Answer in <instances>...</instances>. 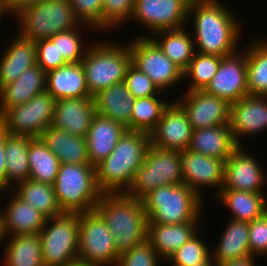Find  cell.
<instances>
[{
  "label": "cell",
  "instance_id": "cell-8",
  "mask_svg": "<svg viewBox=\"0 0 267 266\" xmlns=\"http://www.w3.org/2000/svg\"><path fill=\"white\" fill-rule=\"evenodd\" d=\"M183 184L181 151L149 146L127 195L142 199L164 185Z\"/></svg>",
  "mask_w": 267,
  "mask_h": 266
},
{
  "label": "cell",
  "instance_id": "cell-49",
  "mask_svg": "<svg viewBox=\"0 0 267 266\" xmlns=\"http://www.w3.org/2000/svg\"><path fill=\"white\" fill-rule=\"evenodd\" d=\"M40 0H5V8L7 13L11 16H15L22 9L35 4Z\"/></svg>",
  "mask_w": 267,
  "mask_h": 266
},
{
  "label": "cell",
  "instance_id": "cell-3",
  "mask_svg": "<svg viewBox=\"0 0 267 266\" xmlns=\"http://www.w3.org/2000/svg\"><path fill=\"white\" fill-rule=\"evenodd\" d=\"M149 146L148 133L126 130L110 155L95 165L99 190L102 193H126Z\"/></svg>",
  "mask_w": 267,
  "mask_h": 266
},
{
  "label": "cell",
  "instance_id": "cell-46",
  "mask_svg": "<svg viewBox=\"0 0 267 266\" xmlns=\"http://www.w3.org/2000/svg\"><path fill=\"white\" fill-rule=\"evenodd\" d=\"M37 65L47 73L50 70L64 66L67 63L57 50V42L50 39L36 41Z\"/></svg>",
  "mask_w": 267,
  "mask_h": 266
},
{
  "label": "cell",
  "instance_id": "cell-48",
  "mask_svg": "<svg viewBox=\"0 0 267 266\" xmlns=\"http://www.w3.org/2000/svg\"><path fill=\"white\" fill-rule=\"evenodd\" d=\"M6 190V161L4 149V130L0 127V193ZM0 194V196H1Z\"/></svg>",
  "mask_w": 267,
  "mask_h": 266
},
{
  "label": "cell",
  "instance_id": "cell-34",
  "mask_svg": "<svg viewBox=\"0 0 267 266\" xmlns=\"http://www.w3.org/2000/svg\"><path fill=\"white\" fill-rule=\"evenodd\" d=\"M189 32L191 31L183 27L180 29L159 31L153 34L155 38L150 35L149 37L174 64L184 71L195 53L193 36Z\"/></svg>",
  "mask_w": 267,
  "mask_h": 266
},
{
  "label": "cell",
  "instance_id": "cell-12",
  "mask_svg": "<svg viewBox=\"0 0 267 266\" xmlns=\"http://www.w3.org/2000/svg\"><path fill=\"white\" fill-rule=\"evenodd\" d=\"M131 63L145 73L160 91L183 81V71L147 35L129 41Z\"/></svg>",
  "mask_w": 267,
  "mask_h": 266
},
{
  "label": "cell",
  "instance_id": "cell-40",
  "mask_svg": "<svg viewBox=\"0 0 267 266\" xmlns=\"http://www.w3.org/2000/svg\"><path fill=\"white\" fill-rule=\"evenodd\" d=\"M198 231L186 241L168 260L172 266L198 265L211 257V251L203 239L198 236Z\"/></svg>",
  "mask_w": 267,
  "mask_h": 266
},
{
  "label": "cell",
  "instance_id": "cell-2",
  "mask_svg": "<svg viewBox=\"0 0 267 266\" xmlns=\"http://www.w3.org/2000/svg\"><path fill=\"white\" fill-rule=\"evenodd\" d=\"M95 210L106 221L119 256L148 239V217L142 199L126 193H102Z\"/></svg>",
  "mask_w": 267,
  "mask_h": 266
},
{
  "label": "cell",
  "instance_id": "cell-26",
  "mask_svg": "<svg viewBox=\"0 0 267 266\" xmlns=\"http://www.w3.org/2000/svg\"><path fill=\"white\" fill-rule=\"evenodd\" d=\"M94 97L96 114L123 124L131 130V115L135 98L124 81L100 90Z\"/></svg>",
  "mask_w": 267,
  "mask_h": 266
},
{
  "label": "cell",
  "instance_id": "cell-27",
  "mask_svg": "<svg viewBox=\"0 0 267 266\" xmlns=\"http://www.w3.org/2000/svg\"><path fill=\"white\" fill-rule=\"evenodd\" d=\"M39 138L57 156L60 164H90L86 137L50 125Z\"/></svg>",
  "mask_w": 267,
  "mask_h": 266
},
{
  "label": "cell",
  "instance_id": "cell-51",
  "mask_svg": "<svg viewBox=\"0 0 267 266\" xmlns=\"http://www.w3.org/2000/svg\"><path fill=\"white\" fill-rule=\"evenodd\" d=\"M7 15L9 14L7 13V10L5 8V0H0V25L2 24V19H4Z\"/></svg>",
  "mask_w": 267,
  "mask_h": 266
},
{
  "label": "cell",
  "instance_id": "cell-6",
  "mask_svg": "<svg viewBox=\"0 0 267 266\" xmlns=\"http://www.w3.org/2000/svg\"><path fill=\"white\" fill-rule=\"evenodd\" d=\"M53 187L59 207L67 213L94 211L102 195L92 164H60Z\"/></svg>",
  "mask_w": 267,
  "mask_h": 266
},
{
  "label": "cell",
  "instance_id": "cell-10",
  "mask_svg": "<svg viewBox=\"0 0 267 266\" xmlns=\"http://www.w3.org/2000/svg\"><path fill=\"white\" fill-rule=\"evenodd\" d=\"M55 101L45 90L24 104L5 109L0 114V127L7 134L39 138L52 125Z\"/></svg>",
  "mask_w": 267,
  "mask_h": 266
},
{
  "label": "cell",
  "instance_id": "cell-41",
  "mask_svg": "<svg viewBox=\"0 0 267 266\" xmlns=\"http://www.w3.org/2000/svg\"><path fill=\"white\" fill-rule=\"evenodd\" d=\"M79 28L59 32L50 38L52 42H57L59 55H62L66 63H81L88 48L83 43Z\"/></svg>",
  "mask_w": 267,
  "mask_h": 266
},
{
  "label": "cell",
  "instance_id": "cell-32",
  "mask_svg": "<svg viewBox=\"0 0 267 266\" xmlns=\"http://www.w3.org/2000/svg\"><path fill=\"white\" fill-rule=\"evenodd\" d=\"M216 196L235 220L250 223L267 211V196L263 193L221 189Z\"/></svg>",
  "mask_w": 267,
  "mask_h": 266
},
{
  "label": "cell",
  "instance_id": "cell-18",
  "mask_svg": "<svg viewBox=\"0 0 267 266\" xmlns=\"http://www.w3.org/2000/svg\"><path fill=\"white\" fill-rule=\"evenodd\" d=\"M183 183L203 198L202 187H215L216 193L223 187L224 161L196 153L191 150L181 151Z\"/></svg>",
  "mask_w": 267,
  "mask_h": 266
},
{
  "label": "cell",
  "instance_id": "cell-1",
  "mask_svg": "<svg viewBox=\"0 0 267 266\" xmlns=\"http://www.w3.org/2000/svg\"><path fill=\"white\" fill-rule=\"evenodd\" d=\"M190 17L194 20L192 36L196 52L225 57L239 50L243 26L219 0L192 1L188 8Z\"/></svg>",
  "mask_w": 267,
  "mask_h": 266
},
{
  "label": "cell",
  "instance_id": "cell-9",
  "mask_svg": "<svg viewBox=\"0 0 267 266\" xmlns=\"http://www.w3.org/2000/svg\"><path fill=\"white\" fill-rule=\"evenodd\" d=\"M39 234L45 266H65L78 260L79 213L63 212L46 219Z\"/></svg>",
  "mask_w": 267,
  "mask_h": 266
},
{
  "label": "cell",
  "instance_id": "cell-21",
  "mask_svg": "<svg viewBox=\"0 0 267 266\" xmlns=\"http://www.w3.org/2000/svg\"><path fill=\"white\" fill-rule=\"evenodd\" d=\"M12 193V194H11ZM12 197L3 210L0 208L3 241L8 236L39 233L46 218L12 191ZM1 207V206H0Z\"/></svg>",
  "mask_w": 267,
  "mask_h": 266
},
{
  "label": "cell",
  "instance_id": "cell-28",
  "mask_svg": "<svg viewBox=\"0 0 267 266\" xmlns=\"http://www.w3.org/2000/svg\"><path fill=\"white\" fill-rule=\"evenodd\" d=\"M45 81L46 73L38 65L25 70L14 82L0 89V114L45 91Z\"/></svg>",
  "mask_w": 267,
  "mask_h": 266
},
{
  "label": "cell",
  "instance_id": "cell-17",
  "mask_svg": "<svg viewBox=\"0 0 267 266\" xmlns=\"http://www.w3.org/2000/svg\"><path fill=\"white\" fill-rule=\"evenodd\" d=\"M192 133L193 128L186 112L173 100L164 109L156 127L149 133L150 145L183 151L188 149Z\"/></svg>",
  "mask_w": 267,
  "mask_h": 266
},
{
  "label": "cell",
  "instance_id": "cell-24",
  "mask_svg": "<svg viewBox=\"0 0 267 266\" xmlns=\"http://www.w3.org/2000/svg\"><path fill=\"white\" fill-rule=\"evenodd\" d=\"M45 90L55 100L93 97L87 88L81 63H67L46 73Z\"/></svg>",
  "mask_w": 267,
  "mask_h": 266
},
{
  "label": "cell",
  "instance_id": "cell-53",
  "mask_svg": "<svg viewBox=\"0 0 267 266\" xmlns=\"http://www.w3.org/2000/svg\"><path fill=\"white\" fill-rule=\"evenodd\" d=\"M65 266H98V265H91V264L77 260V261H74V262L67 264Z\"/></svg>",
  "mask_w": 267,
  "mask_h": 266
},
{
  "label": "cell",
  "instance_id": "cell-45",
  "mask_svg": "<svg viewBox=\"0 0 267 266\" xmlns=\"http://www.w3.org/2000/svg\"><path fill=\"white\" fill-rule=\"evenodd\" d=\"M70 3L81 23L102 32V0H70Z\"/></svg>",
  "mask_w": 267,
  "mask_h": 266
},
{
  "label": "cell",
  "instance_id": "cell-29",
  "mask_svg": "<svg viewBox=\"0 0 267 266\" xmlns=\"http://www.w3.org/2000/svg\"><path fill=\"white\" fill-rule=\"evenodd\" d=\"M230 125L193 130L188 150L225 160L237 148Z\"/></svg>",
  "mask_w": 267,
  "mask_h": 266
},
{
  "label": "cell",
  "instance_id": "cell-38",
  "mask_svg": "<svg viewBox=\"0 0 267 266\" xmlns=\"http://www.w3.org/2000/svg\"><path fill=\"white\" fill-rule=\"evenodd\" d=\"M171 101V99L167 102L160 100L157 95L135 98L131 115V130L149 134L156 127L164 109Z\"/></svg>",
  "mask_w": 267,
  "mask_h": 266
},
{
  "label": "cell",
  "instance_id": "cell-52",
  "mask_svg": "<svg viewBox=\"0 0 267 266\" xmlns=\"http://www.w3.org/2000/svg\"><path fill=\"white\" fill-rule=\"evenodd\" d=\"M193 266H216L215 261L213 260L212 257H210L208 260L198 264V265H193Z\"/></svg>",
  "mask_w": 267,
  "mask_h": 266
},
{
  "label": "cell",
  "instance_id": "cell-7",
  "mask_svg": "<svg viewBox=\"0 0 267 266\" xmlns=\"http://www.w3.org/2000/svg\"><path fill=\"white\" fill-rule=\"evenodd\" d=\"M93 43L87 48L81 61L89 93L94 96L100 90L124 81L131 52L128 44L119 45L108 40Z\"/></svg>",
  "mask_w": 267,
  "mask_h": 266
},
{
  "label": "cell",
  "instance_id": "cell-5",
  "mask_svg": "<svg viewBox=\"0 0 267 266\" xmlns=\"http://www.w3.org/2000/svg\"><path fill=\"white\" fill-rule=\"evenodd\" d=\"M21 37L39 41L50 39L59 32H65L87 25L75 16L70 0H40L22 9L14 16Z\"/></svg>",
  "mask_w": 267,
  "mask_h": 266
},
{
  "label": "cell",
  "instance_id": "cell-30",
  "mask_svg": "<svg viewBox=\"0 0 267 266\" xmlns=\"http://www.w3.org/2000/svg\"><path fill=\"white\" fill-rule=\"evenodd\" d=\"M220 241L211 257L216 266L230 260L242 259L250 255L249 223L230 218Z\"/></svg>",
  "mask_w": 267,
  "mask_h": 266
},
{
  "label": "cell",
  "instance_id": "cell-33",
  "mask_svg": "<svg viewBox=\"0 0 267 266\" xmlns=\"http://www.w3.org/2000/svg\"><path fill=\"white\" fill-rule=\"evenodd\" d=\"M3 266H45L39 233L8 236Z\"/></svg>",
  "mask_w": 267,
  "mask_h": 266
},
{
  "label": "cell",
  "instance_id": "cell-39",
  "mask_svg": "<svg viewBox=\"0 0 267 266\" xmlns=\"http://www.w3.org/2000/svg\"><path fill=\"white\" fill-rule=\"evenodd\" d=\"M220 63L221 57L219 56L195 51L188 67L183 71V80H189V87L186 91L204 90L216 74Z\"/></svg>",
  "mask_w": 267,
  "mask_h": 266
},
{
  "label": "cell",
  "instance_id": "cell-16",
  "mask_svg": "<svg viewBox=\"0 0 267 266\" xmlns=\"http://www.w3.org/2000/svg\"><path fill=\"white\" fill-rule=\"evenodd\" d=\"M177 100L176 102L186 112L193 130L230 123L231 104L204 90L186 91L185 95L183 94V97Z\"/></svg>",
  "mask_w": 267,
  "mask_h": 266
},
{
  "label": "cell",
  "instance_id": "cell-14",
  "mask_svg": "<svg viewBox=\"0 0 267 266\" xmlns=\"http://www.w3.org/2000/svg\"><path fill=\"white\" fill-rule=\"evenodd\" d=\"M260 161L250 155L243 146H238L224 162L222 189L265 193L267 172Z\"/></svg>",
  "mask_w": 267,
  "mask_h": 266
},
{
  "label": "cell",
  "instance_id": "cell-44",
  "mask_svg": "<svg viewBox=\"0 0 267 266\" xmlns=\"http://www.w3.org/2000/svg\"><path fill=\"white\" fill-rule=\"evenodd\" d=\"M124 82L134 98L161 95L163 93L145 73L132 63L127 68Z\"/></svg>",
  "mask_w": 267,
  "mask_h": 266
},
{
  "label": "cell",
  "instance_id": "cell-23",
  "mask_svg": "<svg viewBox=\"0 0 267 266\" xmlns=\"http://www.w3.org/2000/svg\"><path fill=\"white\" fill-rule=\"evenodd\" d=\"M126 130L123 124L95 114L86 135L90 164L95 166L107 158Z\"/></svg>",
  "mask_w": 267,
  "mask_h": 266
},
{
  "label": "cell",
  "instance_id": "cell-11",
  "mask_svg": "<svg viewBox=\"0 0 267 266\" xmlns=\"http://www.w3.org/2000/svg\"><path fill=\"white\" fill-rule=\"evenodd\" d=\"M113 240L106 221L96 210L79 213V261L98 266H115L119 255Z\"/></svg>",
  "mask_w": 267,
  "mask_h": 266
},
{
  "label": "cell",
  "instance_id": "cell-43",
  "mask_svg": "<svg viewBox=\"0 0 267 266\" xmlns=\"http://www.w3.org/2000/svg\"><path fill=\"white\" fill-rule=\"evenodd\" d=\"M159 260L160 257L147 239L122 253L115 266H160Z\"/></svg>",
  "mask_w": 267,
  "mask_h": 266
},
{
  "label": "cell",
  "instance_id": "cell-4",
  "mask_svg": "<svg viewBox=\"0 0 267 266\" xmlns=\"http://www.w3.org/2000/svg\"><path fill=\"white\" fill-rule=\"evenodd\" d=\"M204 199L183 183L151 190L142 202L148 222L177 224L202 220Z\"/></svg>",
  "mask_w": 267,
  "mask_h": 266
},
{
  "label": "cell",
  "instance_id": "cell-25",
  "mask_svg": "<svg viewBox=\"0 0 267 266\" xmlns=\"http://www.w3.org/2000/svg\"><path fill=\"white\" fill-rule=\"evenodd\" d=\"M0 60V89L14 82L25 70L37 65L36 42L17 34Z\"/></svg>",
  "mask_w": 267,
  "mask_h": 266
},
{
  "label": "cell",
  "instance_id": "cell-19",
  "mask_svg": "<svg viewBox=\"0 0 267 266\" xmlns=\"http://www.w3.org/2000/svg\"><path fill=\"white\" fill-rule=\"evenodd\" d=\"M229 125L237 146H244L241 136L267 130V96L247 95L231 103Z\"/></svg>",
  "mask_w": 267,
  "mask_h": 266
},
{
  "label": "cell",
  "instance_id": "cell-31",
  "mask_svg": "<svg viewBox=\"0 0 267 266\" xmlns=\"http://www.w3.org/2000/svg\"><path fill=\"white\" fill-rule=\"evenodd\" d=\"M31 139L32 137L7 134L4 131L7 192L30 178L28 152Z\"/></svg>",
  "mask_w": 267,
  "mask_h": 266
},
{
  "label": "cell",
  "instance_id": "cell-13",
  "mask_svg": "<svg viewBox=\"0 0 267 266\" xmlns=\"http://www.w3.org/2000/svg\"><path fill=\"white\" fill-rule=\"evenodd\" d=\"M191 0H135L131 20L144 25L153 36L164 30L187 27Z\"/></svg>",
  "mask_w": 267,
  "mask_h": 266
},
{
  "label": "cell",
  "instance_id": "cell-37",
  "mask_svg": "<svg viewBox=\"0 0 267 266\" xmlns=\"http://www.w3.org/2000/svg\"><path fill=\"white\" fill-rule=\"evenodd\" d=\"M28 161L30 165L29 179L54 184L60 163L57 156L40 138H32L29 141Z\"/></svg>",
  "mask_w": 267,
  "mask_h": 266
},
{
  "label": "cell",
  "instance_id": "cell-54",
  "mask_svg": "<svg viewBox=\"0 0 267 266\" xmlns=\"http://www.w3.org/2000/svg\"><path fill=\"white\" fill-rule=\"evenodd\" d=\"M3 243V235H2V226H1V218H0V245Z\"/></svg>",
  "mask_w": 267,
  "mask_h": 266
},
{
  "label": "cell",
  "instance_id": "cell-36",
  "mask_svg": "<svg viewBox=\"0 0 267 266\" xmlns=\"http://www.w3.org/2000/svg\"><path fill=\"white\" fill-rule=\"evenodd\" d=\"M254 40L244 48L246 50L248 95L267 96V38Z\"/></svg>",
  "mask_w": 267,
  "mask_h": 266
},
{
  "label": "cell",
  "instance_id": "cell-22",
  "mask_svg": "<svg viewBox=\"0 0 267 266\" xmlns=\"http://www.w3.org/2000/svg\"><path fill=\"white\" fill-rule=\"evenodd\" d=\"M200 221H189L177 224H159L148 222V240L163 261L169 258L191 237L200 227Z\"/></svg>",
  "mask_w": 267,
  "mask_h": 266
},
{
  "label": "cell",
  "instance_id": "cell-15",
  "mask_svg": "<svg viewBox=\"0 0 267 266\" xmlns=\"http://www.w3.org/2000/svg\"><path fill=\"white\" fill-rule=\"evenodd\" d=\"M204 91L230 104L247 96L246 50L221 57L219 68Z\"/></svg>",
  "mask_w": 267,
  "mask_h": 266
},
{
  "label": "cell",
  "instance_id": "cell-50",
  "mask_svg": "<svg viewBox=\"0 0 267 266\" xmlns=\"http://www.w3.org/2000/svg\"><path fill=\"white\" fill-rule=\"evenodd\" d=\"M255 256H248L238 260H230L217 266H256Z\"/></svg>",
  "mask_w": 267,
  "mask_h": 266
},
{
  "label": "cell",
  "instance_id": "cell-35",
  "mask_svg": "<svg viewBox=\"0 0 267 266\" xmlns=\"http://www.w3.org/2000/svg\"><path fill=\"white\" fill-rule=\"evenodd\" d=\"M12 189L11 191L17 197L39 211L46 219L63 213L58 205L54 187L51 184L27 179L18 183Z\"/></svg>",
  "mask_w": 267,
  "mask_h": 266
},
{
  "label": "cell",
  "instance_id": "cell-47",
  "mask_svg": "<svg viewBox=\"0 0 267 266\" xmlns=\"http://www.w3.org/2000/svg\"><path fill=\"white\" fill-rule=\"evenodd\" d=\"M249 250L251 256L267 255V211L249 223Z\"/></svg>",
  "mask_w": 267,
  "mask_h": 266
},
{
  "label": "cell",
  "instance_id": "cell-20",
  "mask_svg": "<svg viewBox=\"0 0 267 266\" xmlns=\"http://www.w3.org/2000/svg\"><path fill=\"white\" fill-rule=\"evenodd\" d=\"M95 114L94 97L56 100L52 126L75 136L86 137Z\"/></svg>",
  "mask_w": 267,
  "mask_h": 266
},
{
  "label": "cell",
  "instance_id": "cell-42",
  "mask_svg": "<svg viewBox=\"0 0 267 266\" xmlns=\"http://www.w3.org/2000/svg\"><path fill=\"white\" fill-rule=\"evenodd\" d=\"M134 4L135 0H102V32L112 31L129 21Z\"/></svg>",
  "mask_w": 267,
  "mask_h": 266
}]
</instances>
